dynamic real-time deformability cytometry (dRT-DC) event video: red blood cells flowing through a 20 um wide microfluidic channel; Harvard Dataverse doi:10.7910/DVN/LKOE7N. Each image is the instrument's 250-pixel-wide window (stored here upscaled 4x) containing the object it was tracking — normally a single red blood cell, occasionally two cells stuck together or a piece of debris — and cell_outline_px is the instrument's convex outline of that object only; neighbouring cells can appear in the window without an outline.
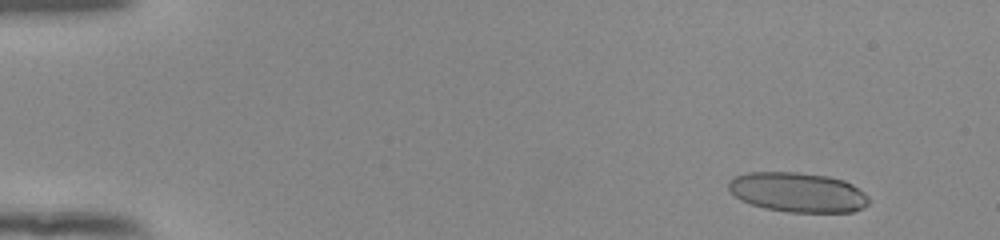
{"species": "human", "species_latin": "Homo sapiens", "temperature_condition": "room temperature", "stored_images_in_passage": 53, "camera_frame_rate_fps": 3000, "um_per_image_px": 0.085, "donor": {"sex": "female"}, "frame": {"image": 1, "passage_image": 5, "time_ms": 1.333, "image_size_px": [1000, 240], "cell_outline_px": [[868, 204], [864, 208], [852, 212], [788, 212], [764, 208], [740, 200], [728, 188], [728, 180], [732, 176], [748, 172], [796, 172], [828, 176], [844, 180], [852, 184], [864, 192], [868, 196]], "centroid_in_image_um": [67.8, 16.34], "position_along_channel_um": 17.2, "area_um2": 32.66}}
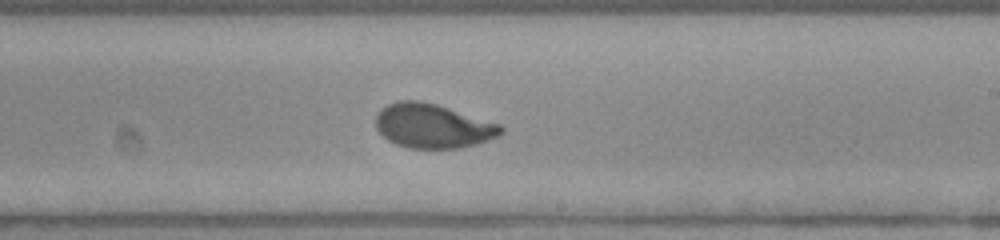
{"frame": {"image": 2, "passage_image": 33, "time_ms": 10.667, "image_size_px": [1000, 240], "cell_outline_px": [[504, 132], [500, 136], [476, 144], [460, 148], [408, 148], [396, 144], [388, 140], [376, 128], [376, 116], [388, 104], [396, 100], [420, 100], [436, 104], [500, 124], [504, 128]], "centroid_in_image_um": [36.81, 10.71], "position_along_channel_um": 252.2, "area_um2": 32.19}}
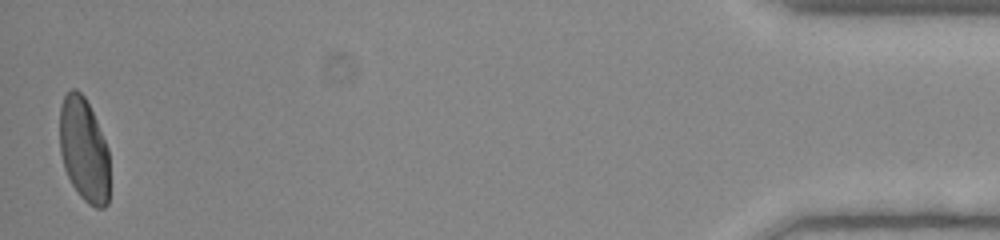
{"frame": {"image": 3, "passage_image": 53, "time_ms": 17.333, "image_size_px": [1000, 240], "cell_outline_px": [[108, 204], [104, 208], [96, 208], [88, 204], [80, 196], [72, 184], [64, 168], [60, 152], [60, 104], [64, 96], [72, 88], [76, 88], [84, 96], [96, 120], [108, 148]], "centroid_in_image_um": [7.12, 12.74], "position_along_channel_um": 428.1, "area_um2": 30.17}, "authors_computed_cell_mechanics": {"area_um2": 32.4836, "velocity_mm_per_s": 3.8952, "shape_relaxation_time_tau1_ms": 4.6401, "shape_relaxation_time_tau2_ms": null, "deformation_change_tau1": 0.1645, "deformation_change_tau2": null}}